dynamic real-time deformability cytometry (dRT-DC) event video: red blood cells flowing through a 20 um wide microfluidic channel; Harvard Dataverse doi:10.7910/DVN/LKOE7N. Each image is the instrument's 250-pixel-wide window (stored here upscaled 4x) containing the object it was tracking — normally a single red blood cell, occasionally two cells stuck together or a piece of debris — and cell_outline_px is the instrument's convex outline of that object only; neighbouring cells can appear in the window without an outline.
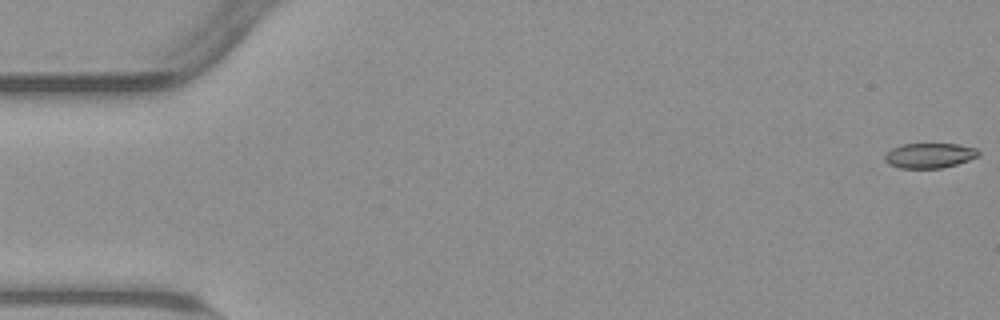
{"species": "common noctule bat (a hibernating species)", "species_latin": "Nyctalus noctula", "temperature_condition": "warm", "stored_images_in_passage": 55, "camera_frame_rate_fps": 3000, "um_per_image_px": 0.085, "animal": {"sex": "male", "body_mass_g": 23.1, "forearm_length_mm": 52.7}, "frame": {"image": 1, "passage_image": 1, "time_ms": 0.0, "image_size_px": [1000, 320], "cell_outline_px": [[980, 156], [956, 164], [940, 168], [900, 168], [888, 164], [884, 160], [884, 156], [892, 148], [904, 144], [960, 144], [976, 148], [980, 152]], "centroid_in_image_um": [79.02, 13.22], "position_along_channel_um": 6.0, "area_um2": 13.64}}
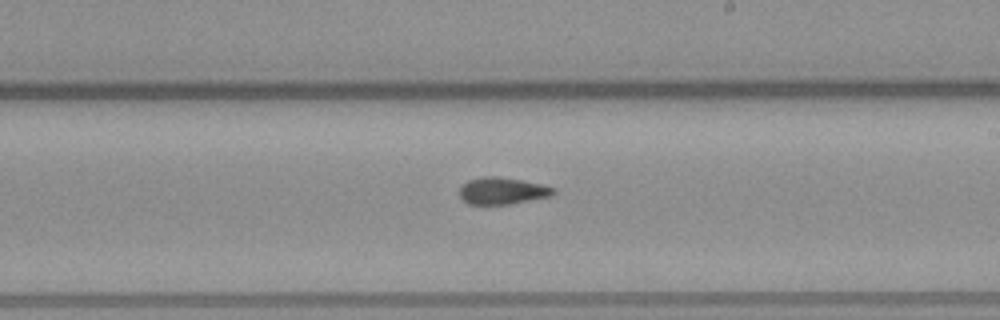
{"frame": {"image": 2, "passage_image": 32, "time_ms": 10.333, "image_size_px": [1000, 320], "cell_outline_px": [[556, 192], [552, 196], [508, 204], [468, 204], [460, 196], [460, 188], [468, 180], [484, 176], [496, 176], [520, 180], [540, 184], [556, 188]], "centroid_in_image_um": [42.71, 16.22], "position_along_channel_um": 246.3, "area_um2": 14.57}}
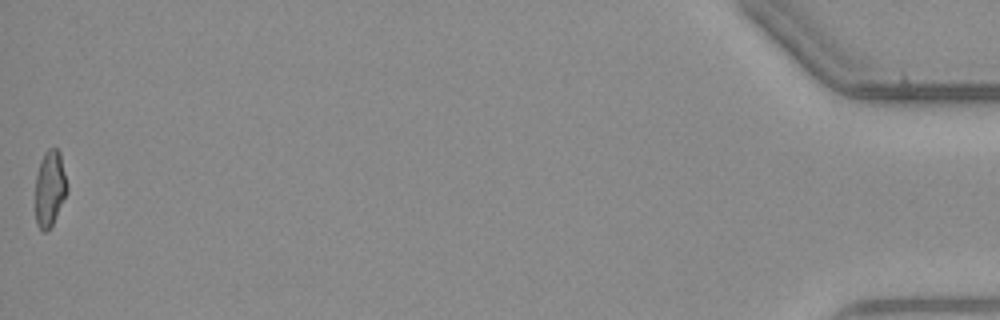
{"frame": {"image": 3, "passage_image": 55, "time_ms": 18.0, "image_size_px": [1000, 320], "cell_outline_px": [[68, 192], [52, 224], [44, 232], [36, 224], [36, 176], [40, 160], [44, 152], [48, 148], [56, 148], [60, 152], [68, 184]], "centroid_in_image_um": [4.25, 15.97], "position_along_channel_um": 430.9, "area_um2": 14.1}, "authors_computed_cell_mechanics": {"area_um2": 14.8546, "velocity_mm_per_s": 3.8043, "shape_relaxation_time_tau1_ms": null, "shape_relaxation_time_tau2_ms": 2.4746, "deformation_change_tau1": null, "deformation_change_tau2": 0.0964}}